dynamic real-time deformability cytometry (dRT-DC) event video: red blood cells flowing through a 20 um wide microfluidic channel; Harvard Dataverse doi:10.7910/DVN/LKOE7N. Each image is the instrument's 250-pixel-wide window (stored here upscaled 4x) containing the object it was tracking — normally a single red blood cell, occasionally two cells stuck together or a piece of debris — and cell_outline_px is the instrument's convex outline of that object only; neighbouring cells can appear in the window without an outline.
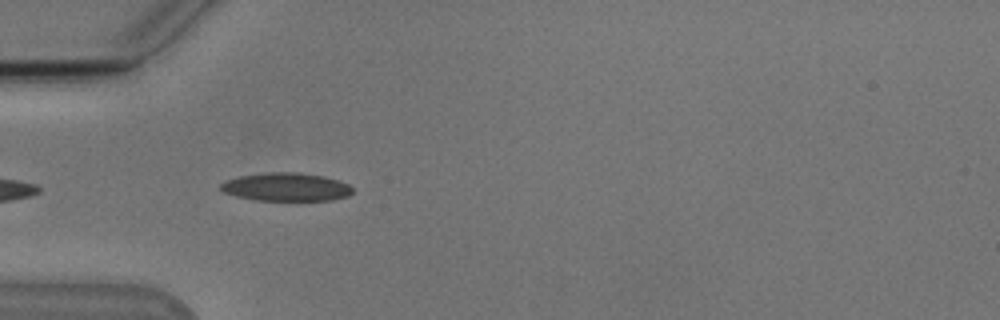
{"species": "Egyptian fruit bat (a non-hibernating species)", "species_latin": "Rousettus aegyptiacus", "temperature_condition": "cold", "stored_images_in_passage": 6, "camera_frame_rate_fps": 3000, "um_per_image_px": 0.085, "animal": {"sex": "male"}, "frame": {"image": 1, "passage_image": 3, "time_ms": 0.667, "image_size_px": [1000, 320], "cell_outline_px": [[352, 192], [348, 196], [332, 200], [256, 200], [236, 196], [224, 192], [220, 188], [220, 184], [224, 180], [240, 176], [264, 172], [296, 172], [324, 176], [348, 184], [352, 188]], "centroid_in_image_um": [24.3, 15.89], "position_along_channel_um": 60.7, "area_um2": 21.68}}
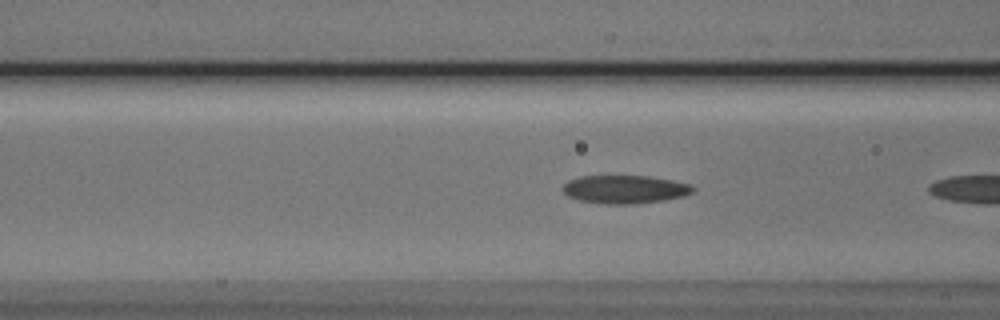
{"frame": {"image": 2, "passage_image": 5, "time_ms": 1.333, "image_size_px": [1000, 320], "cell_outline_px": [[696, 188], [692, 192], [684, 196], [664, 200], [632, 204], [604, 204], [576, 200], [568, 196], [560, 188], [568, 180], [580, 176], [648, 176], [672, 180], [692, 184]], "centroid_in_image_um": [53.1, 16.09], "position_along_channel_um": 113.5, "area_um2": 21.62}}